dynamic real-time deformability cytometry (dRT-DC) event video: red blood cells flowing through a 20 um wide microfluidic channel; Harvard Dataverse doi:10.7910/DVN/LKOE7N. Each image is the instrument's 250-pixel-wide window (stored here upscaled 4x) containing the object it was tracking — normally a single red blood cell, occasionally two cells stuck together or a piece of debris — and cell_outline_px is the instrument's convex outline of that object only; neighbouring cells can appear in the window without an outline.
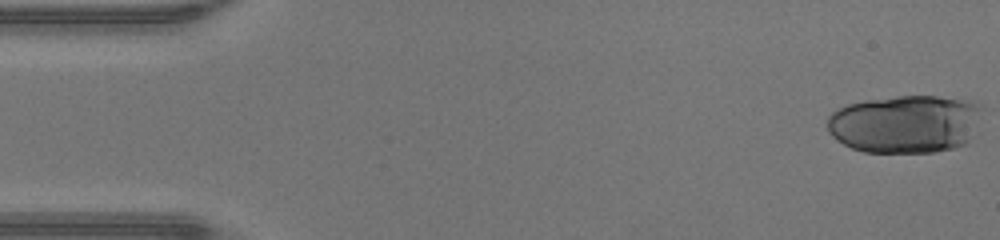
{"species": "human", "species_latin": "Homo sapiens", "temperature_condition": "warm", "stored_images_in_passage": 23, "camera_frame_rate_fps": 3000, "um_per_image_px": 0.085, "donor": {"sex": "male"}, "frame": {"image": 1, "passage_image": 1, "time_ms": 0.0, "image_size_px": [1000, 240], "cell_outline_px": [[984, 108], [976, 136], [968, 144], [956, 148], [932, 152], [864, 152], [852, 148], [836, 140], [828, 132], [828, 116], [836, 108], [848, 104], [864, 100], [900, 96], [936, 96], [976, 100], [984, 104]], "centroid_in_image_um": [77.06, 10.53], "position_along_channel_um": 7.9, "area_um2": 53.87}}
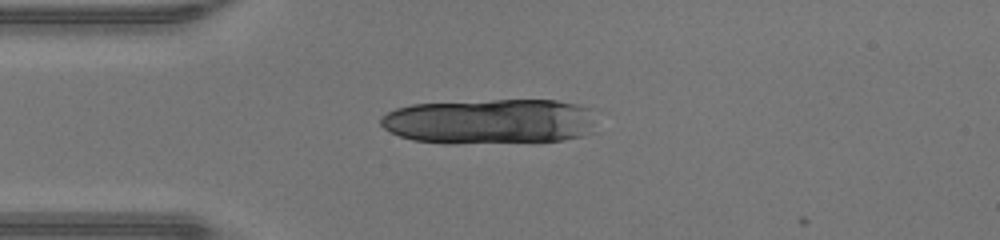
{"frame": {"image": 2, "passage_image": 12, "time_ms": 3.667, "image_size_px": [1000, 240], "cell_outline_px": [[592, 132], [580, 136], [564, 140], [448, 144], [444, 144], [412, 140], [400, 136], [384, 128], [380, 124], [380, 116], [396, 108], [412, 104], [496, 100], [556, 100], [580, 104], [588, 108], [592, 124]], "centroid_in_image_um": [41.58, 10.32], "position_along_channel_um": 43.4, "area_um2": 56.82}}
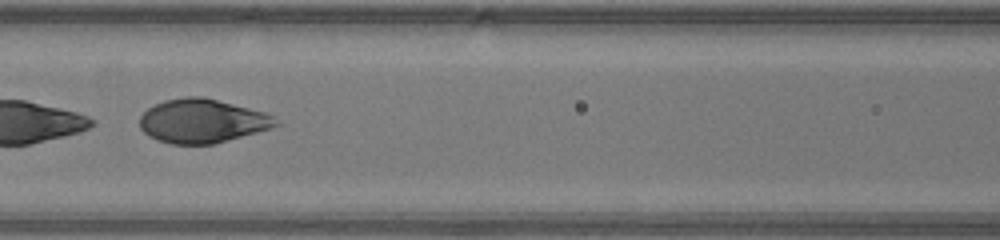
{"frame": {"image": 3, "passage_image": 21, "time_ms": 6.667, "image_size_px": [1000, 240], "cell_outline_px": [[280, 124], [256, 132], [212, 144], [172, 144], [156, 140], [148, 136], [140, 128], [140, 116], [148, 108], [164, 100], [188, 96], [204, 96], [264, 112], [272, 116]], "centroid_in_image_um": [17.13, 10.28], "position_along_channel_um": 149.5, "area_um2": 34.51}}